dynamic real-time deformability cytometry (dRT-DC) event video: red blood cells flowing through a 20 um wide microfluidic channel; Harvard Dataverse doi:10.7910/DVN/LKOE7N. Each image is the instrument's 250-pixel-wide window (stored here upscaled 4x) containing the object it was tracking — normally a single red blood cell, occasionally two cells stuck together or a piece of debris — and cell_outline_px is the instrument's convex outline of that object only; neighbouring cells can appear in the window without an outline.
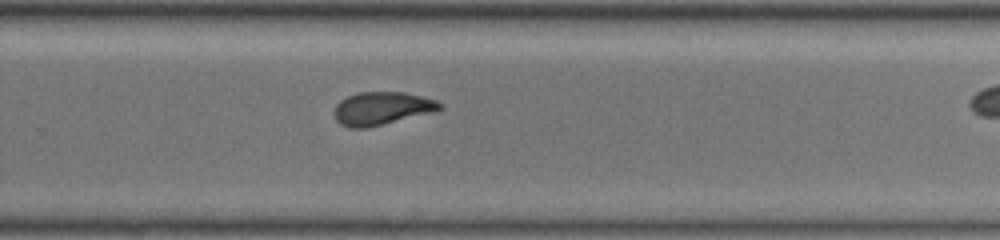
{"species": "common noctule bat (a hibernating species)", "species_latin": "Nyctalus noctula", "temperature_condition": "warm", "stored_images_in_passage": 12, "camera_frame_rate_fps": 3000, "um_per_image_px": 0.085, "animal": {"sex": "female", "body_mass_g": 19.5, "forearm_length_mm": 54.1}, "frame": {"image": 1, "passage_image": 9, "time_ms": 2.667, "image_size_px": [1000, 240], "cell_outline_px": [[444, 108], [432, 112], [368, 128], [352, 128], [340, 124], [336, 120], [332, 112], [336, 104], [340, 100], [348, 96], [360, 92], [404, 92], [436, 100], [444, 104]], "centroid_in_image_um": [32.44, 9.21], "position_along_channel_um": 297.4, "area_um2": 20.4}}